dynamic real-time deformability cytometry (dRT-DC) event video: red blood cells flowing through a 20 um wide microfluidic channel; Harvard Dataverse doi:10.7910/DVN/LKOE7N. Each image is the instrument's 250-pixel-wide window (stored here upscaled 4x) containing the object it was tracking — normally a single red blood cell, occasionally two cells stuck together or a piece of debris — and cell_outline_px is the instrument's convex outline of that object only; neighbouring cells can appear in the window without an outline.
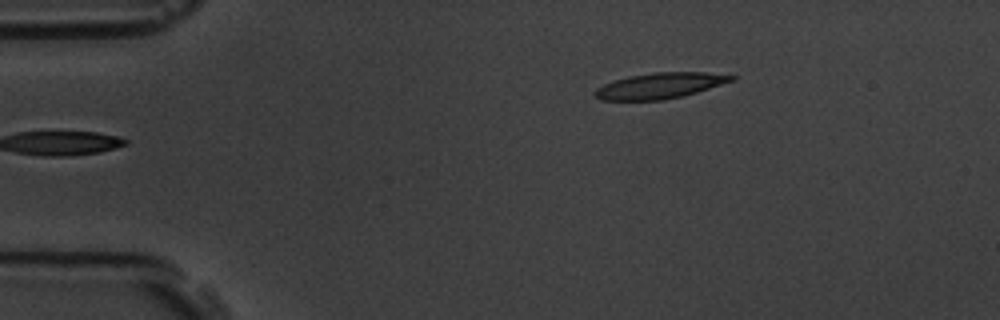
{"species": "common noctule bat (a hibernating species)", "species_latin": "Nyctalus noctula", "temperature_condition": "room temperature", "stored_images_in_passage": 2, "camera_frame_rate_fps": 3000, "um_per_image_px": 0.085, "animal": {"sex": "male", "body_mass_g": 19.5, "forearm_length_mm": 54.6}, "frame": {"image": 1, "passage_image": 2, "time_ms": 0.333, "image_size_px": [1000, 320], "cell_outline_px": [[736, 80], [696, 92], [664, 100], [600, 100], [592, 96], [592, 92], [596, 88], [604, 84], [628, 76], [656, 72], [704, 72], [736, 76]], "centroid_in_image_um": [56.05, 7.29], "position_along_channel_um": 28.9, "area_um2": 20.46}}